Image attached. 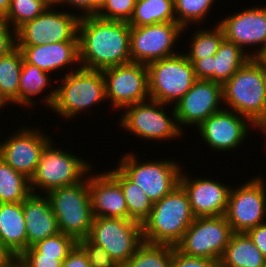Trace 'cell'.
Segmentation results:
<instances>
[{"mask_svg": "<svg viewBox=\"0 0 266 267\" xmlns=\"http://www.w3.org/2000/svg\"><path fill=\"white\" fill-rule=\"evenodd\" d=\"M0 242L15 259L27 249L23 202L0 203Z\"/></svg>", "mask_w": 266, "mask_h": 267, "instance_id": "cell-25", "label": "cell"}, {"mask_svg": "<svg viewBox=\"0 0 266 267\" xmlns=\"http://www.w3.org/2000/svg\"><path fill=\"white\" fill-rule=\"evenodd\" d=\"M128 22L85 16L78 23L81 68L102 71L131 62Z\"/></svg>", "mask_w": 266, "mask_h": 267, "instance_id": "cell-1", "label": "cell"}, {"mask_svg": "<svg viewBox=\"0 0 266 267\" xmlns=\"http://www.w3.org/2000/svg\"><path fill=\"white\" fill-rule=\"evenodd\" d=\"M197 128L201 140L208 148L210 146L213 151L226 153L237 147L239 150L240 144L242 146L250 133L249 130L257 127L245 116L223 108L204 120Z\"/></svg>", "mask_w": 266, "mask_h": 267, "instance_id": "cell-18", "label": "cell"}, {"mask_svg": "<svg viewBox=\"0 0 266 267\" xmlns=\"http://www.w3.org/2000/svg\"><path fill=\"white\" fill-rule=\"evenodd\" d=\"M260 66H266V43L262 48L252 57Z\"/></svg>", "mask_w": 266, "mask_h": 267, "instance_id": "cell-46", "label": "cell"}, {"mask_svg": "<svg viewBox=\"0 0 266 267\" xmlns=\"http://www.w3.org/2000/svg\"><path fill=\"white\" fill-rule=\"evenodd\" d=\"M57 85L41 98L46 108L66 119L76 118L83 111H90L94 104L106 101L105 80L102 71L79 68L59 79Z\"/></svg>", "mask_w": 266, "mask_h": 267, "instance_id": "cell-2", "label": "cell"}, {"mask_svg": "<svg viewBox=\"0 0 266 267\" xmlns=\"http://www.w3.org/2000/svg\"><path fill=\"white\" fill-rule=\"evenodd\" d=\"M92 171L88 173V188L93 217L128 219V208L120 184L107 171L95 175Z\"/></svg>", "mask_w": 266, "mask_h": 267, "instance_id": "cell-21", "label": "cell"}, {"mask_svg": "<svg viewBox=\"0 0 266 267\" xmlns=\"http://www.w3.org/2000/svg\"><path fill=\"white\" fill-rule=\"evenodd\" d=\"M251 58L248 52L224 39L214 56L198 59L193 64L195 76L223 85Z\"/></svg>", "mask_w": 266, "mask_h": 267, "instance_id": "cell-23", "label": "cell"}, {"mask_svg": "<svg viewBox=\"0 0 266 267\" xmlns=\"http://www.w3.org/2000/svg\"><path fill=\"white\" fill-rule=\"evenodd\" d=\"M9 104L10 103L8 102V100L0 93V109L2 110L6 105L8 106Z\"/></svg>", "mask_w": 266, "mask_h": 267, "instance_id": "cell-50", "label": "cell"}, {"mask_svg": "<svg viewBox=\"0 0 266 267\" xmlns=\"http://www.w3.org/2000/svg\"><path fill=\"white\" fill-rule=\"evenodd\" d=\"M57 218L59 231L76 241L89 236L93 221L88 175L80 183L62 186L46 194Z\"/></svg>", "mask_w": 266, "mask_h": 267, "instance_id": "cell-6", "label": "cell"}, {"mask_svg": "<svg viewBox=\"0 0 266 267\" xmlns=\"http://www.w3.org/2000/svg\"><path fill=\"white\" fill-rule=\"evenodd\" d=\"M42 2H44L48 7H56L57 8L60 6L59 5V0H41Z\"/></svg>", "mask_w": 266, "mask_h": 267, "instance_id": "cell-48", "label": "cell"}, {"mask_svg": "<svg viewBox=\"0 0 266 267\" xmlns=\"http://www.w3.org/2000/svg\"><path fill=\"white\" fill-rule=\"evenodd\" d=\"M256 130L262 132L265 136L264 138L266 139V119L257 127ZM264 142H266V140H264Z\"/></svg>", "mask_w": 266, "mask_h": 267, "instance_id": "cell-49", "label": "cell"}, {"mask_svg": "<svg viewBox=\"0 0 266 267\" xmlns=\"http://www.w3.org/2000/svg\"><path fill=\"white\" fill-rule=\"evenodd\" d=\"M93 3L100 8L102 6V4L106 1V0H92Z\"/></svg>", "mask_w": 266, "mask_h": 267, "instance_id": "cell-52", "label": "cell"}, {"mask_svg": "<svg viewBox=\"0 0 266 267\" xmlns=\"http://www.w3.org/2000/svg\"><path fill=\"white\" fill-rule=\"evenodd\" d=\"M138 160L135 153L130 151L121 157L117 167L144 191L152 203L160 201L179 185L181 163L161 158L156 161Z\"/></svg>", "mask_w": 266, "mask_h": 267, "instance_id": "cell-8", "label": "cell"}, {"mask_svg": "<svg viewBox=\"0 0 266 267\" xmlns=\"http://www.w3.org/2000/svg\"><path fill=\"white\" fill-rule=\"evenodd\" d=\"M23 214L27 232V248L60 232L57 218L45 194L31 193L23 201Z\"/></svg>", "mask_w": 266, "mask_h": 267, "instance_id": "cell-24", "label": "cell"}, {"mask_svg": "<svg viewBox=\"0 0 266 267\" xmlns=\"http://www.w3.org/2000/svg\"><path fill=\"white\" fill-rule=\"evenodd\" d=\"M147 69L150 99L163 104L174 105L197 80L184 52L150 62Z\"/></svg>", "mask_w": 266, "mask_h": 267, "instance_id": "cell-9", "label": "cell"}, {"mask_svg": "<svg viewBox=\"0 0 266 267\" xmlns=\"http://www.w3.org/2000/svg\"><path fill=\"white\" fill-rule=\"evenodd\" d=\"M9 267H22L17 260H15Z\"/></svg>", "mask_w": 266, "mask_h": 267, "instance_id": "cell-53", "label": "cell"}, {"mask_svg": "<svg viewBox=\"0 0 266 267\" xmlns=\"http://www.w3.org/2000/svg\"><path fill=\"white\" fill-rule=\"evenodd\" d=\"M48 6L41 0H11L5 21L16 31L42 14Z\"/></svg>", "mask_w": 266, "mask_h": 267, "instance_id": "cell-35", "label": "cell"}, {"mask_svg": "<svg viewBox=\"0 0 266 267\" xmlns=\"http://www.w3.org/2000/svg\"><path fill=\"white\" fill-rule=\"evenodd\" d=\"M194 219L187 193L179 184L153 203L148 218L141 225L143 241L175 246Z\"/></svg>", "mask_w": 266, "mask_h": 267, "instance_id": "cell-3", "label": "cell"}, {"mask_svg": "<svg viewBox=\"0 0 266 267\" xmlns=\"http://www.w3.org/2000/svg\"><path fill=\"white\" fill-rule=\"evenodd\" d=\"M173 246L143 242L122 267H171Z\"/></svg>", "mask_w": 266, "mask_h": 267, "instance_id": "cell-33", "label": "cell"}, {"mask_svg": "<svg viewBox=\"0 0 266 267\" xmlns=\"http://www.w3.org/2000/svg\"><path fill=\"white\" fill-rule=\"evenodd\" d=\"M176 22L174 0H137L130 27Z\"/></svg>", "mask_w": 266, "mask_h": 267, "instance_id": "cell-28", "label": "cell"}, {"mask_svg": "<svg viewBox=\"0 0 266 267\" xmlns=\"http://www.w3.org/2000/svg\"><path fill=\"white\" fill-rule=\"evenodd\" d=\"M31 193L30 179L0 158V203H20Z\"/></svg>", "mask_w": 266, "mask_h": 267, "instance_id": "cell-31", "label": "cell"}, {"mask_svg": "<svg viewBox=\"0 0 266 267\" xmlns=\"http://www.w3.org/2000/svg\"><path fill=\"white\" fill-rule=\"evenodd\" d=\"M77 245L86 254L90 267H122L104 248L92 243L88 238L77 241Z\"/></svg>", "mask_w": 266, "mask_h": 267, "instance_id": "cell-38", "label": "cell"}, {"mask_svg": "<svg viewBox=\"0 0 266 267\" xmlns=\"http://www.w3.org/2000/svg\"><path fill=\"white\" fill-rule=\"evenodd\" d=\"M64 4L68 5V8L73 6L72 8L79 10L77 15L80 18L85 16H94L99 10L92 0H59V5H62L61 8H64Z\"/></svg>", "mask_w": 266, "mask_h": 267, "instance_id": "cell-42", "label": "cell"}, {"mask_svg": "<svg viewBox=\"0 0 266 267\" xmlns=\"http://www.w3.org/2000/svg\"><path fill=\"white\" fill-rule=\"evenodd\" d=\"M184 32L176 22L131 27V62L147 65L150 62L179 54V51L175 52L173 49Z\"/></svg>", "mask_w": 266, "mask_h": 267, "instance_id": "cell-15", "label": "cell"}, {"mask_svg": "<svg viewBox=\"0 0 266 267\" xmlns=\"http://www.w3.org/2000/svg\"><path fill=\"white\" fill-rule=\"evenodd\" d=\"M247 234L266 259V222L250 229Z\"/></svg>", "mask_w": 266, "mask_h": 267, "instance_id": "cell-44", "label": "cell"}, {"mask_svg": "<svg viewBox=\"0 0 266 267\" xmlns=\"http://www.w3.org/2000/svg\"><path fill=\"white\" fill-rule=\"evenodd\" d=\"M50 73L27 63L23 59L22 71L20 75L19 91H18V105L33 108L34 96L41 94L46 87H50L52 77Z\"/></svg>", "mask_w": 266, "mask_h": 267, "instance_id": "cell-29", "label": "cell"}, {"mask_svg": "<svg viewBox=\"0 0 266 267\" xmlns=\"http://www.w3.org/2000/svg\"><path fill=\"white\" fill-rule=\"evenodd\" d=\"M45 131L37 128H23L14 131L0 142V158L17 172L31 179L38 167L41 153L51 140Z\"/></svg>", "mask_w": 266, "mask_h": 267, "instance_id": "cell-16", "label": "cell"}, {"mask_svg": "<svg viewBox=\"0 0 266 267\" xmlns=\"http://www.w3.org/2000/svg\"><path fill=\"white\" fill-rule=\"evenodd\" d=\"M61 267H90V264L84 251L76 245L62 262Z\"/></svg>", "mask_w": 266, "mask_h": 267, "instance_id": "cell-43", "label": "cell"}, {"mask_svg": "<svg viewBox=\"0 0 266 267\" xmlns=\"http://www.w3.org/2000/svg\"><path fill=\"white\" fill-rule=\"evenodd\" d=\"M16 260L22 267H61L57 257L44 256L33 246L28 247Z\"/></svg>", "mask_w": 266, "mask_h": 267, "instance_id": "cell-39", "label": "cell"}, {"mask_svg": "<svg viewBox=\"0 0 266 267\" xmlns=\"http://www.w3.org/2000/svg\"><path fill=\"white\" fill-rule=\"evenodd\" d=\"M16 48V31L6 22L0 23V57Z\"/></svg>", "mask_w": 266, "mask_h": 267, "instance_id": "cell-41", "label": "cell"}, {"mask_svg": "<svg viewBox=\"0 0 266 267\" xmlns=\"http://www.w3.org/2000/svg\"><path fill=\"white\" fill-rule=\"evenodd\" d=\"M77 245V241L62 232L38 241L33 247L44 256L57 257V260L63 262L68 254Z\"/></svg>", "mask_w": 266, "mask_h": 267, "instance_id": "cell-36", "label": "cell"}, {"mask_svg": "<svg viewBox=\"0 0 266 267\" xmlns=\"http://www.w3.org/2000/svg\"><path fill=\"white\" fill-rule=\"evenodd\" d=\"M166 106L170 107L168 104L151 99L126 106L122 109L124 112H121L118 125L127 133L146 141L178 139L184 134L178 126L174 107L171 109V115H168Z\"/></svg>", "mask_w": 266, "mask_h": 267, "instance_id": "cell-7", "label": "cell"}, {"mask_svg": "<svg viewBox=\"0 0 266 267\" xmlns=\"http://www.w3.org/2000/svg\"><path fill=\"white\" fill-rule=\"evenodd\" d=\"M10 1L11 0H0V12L6 16L7 12L10 8Z\"/></svg>", "mask_w": 266, "mask_h": 267, "instance_id": "cell-47", "label": "cell"}, {"mask_svg": "<svg viewBox=\"0 0 266 267\" xmlns=\"http://www.w3.org/2000/svg\"><path fill=\"white\" fill-rule=\"evenodd\" d=\"M16 259L0 242V266H10Z\"/></svg>", "mask_w": 266, "mask_h": 267, "instance_id": "cell-45", "label": "cell"}, {"mask_svg": "<svg viewBox=\"0 0 266 267\" xmlns=\"http://www.w3.org/2000/svg\"><path fill=\"white\" fill-rule=\"evenodd\" d=\"M87 238L104 248L121 266L144 242L140 223L113 217H94Z\"/></svg>", "mask_w": 266, "mask_h": 267, "instance_id": "cell-12", "label": "cell"}, {"mask_svg": "<svg viewBox=\"0 0 266 267\" xmlns=\"http://www.w3.org/2000/svg\"><path fill=\"white\" fill-rule=\"evenodd\" d=\"M217 24L222 28L224 39L235 43L244 51L247 46L256 47L254 51H248L253 57L266 43V6H251L232 15L226 16Z\"/></svg>", "mask_w": 266, "mask_h": 267, "instance_id": "cell-19", "label": "cell"}, {"mask_svg": "<svg viewBox=\"0 0 266 267\" xmlns=\"http://www.w3.org/2000/svg\"><path fill=\"white\" fill-rule=\"evenodd\" d=\"M233 233L225 215L195 217L175 248L187 256L219 261Z\"/></svg>", "mask_w": 266, "mask_h": 267, "instance_id": "cell-10", "label": "cell"}, {"mask_svg": "<svg viewBox=\"0 0 266 267\" xmlns=\"http://www.w3.org/2000/svg\"><path fill=\"white\" fill-rule=\"evenodd\" d=\"M262 75L264 78L265 92H266V66H262Z\"/></svg>", "mask_w": 266, "mask_h": 267, "instance_id": "cell-51", "label": "cell"}, {"mask_svg": "<svg viewBox=\"0 0 266 267\" xmlns=\"http://www.w3.org/2000/svg\"><path fill=\"white\" fill-rule=\"evenodd\" d=\"M171 267H219V261L187 256L173 246Z\"/></svg>", "mask_w": 266, "mask_h": 267, "instance_id": "cell-40", "label": "cell"}, {"mask_svg": "<svg viewBox=\"0 0 266 267\" xmlns=\"http://www.w3.org/2000/svg\"><path fill=\"white\" fill-rule=\"evenodd\" d=\"M114 168L106 171L120 184L123 190L128 208V219L142 225L148 218L153 203L137 184L133 183L118 167Z\"/></svg>", "mask_w": 266, "mask_h": 267, "instance_id": "cell-27", "label": "cell"}, {"mask_svg": "<svg viewBox=\"0 0 266 267\" xmlns=\"http://www.w3.org/2000/svg\"><path fill=\"white\" fill-rule=\"evenodd\" d=\"M54 8L48 7L38 17L19 27L16 30V46L78 41L80 17L67 9L57 11Z\"/></svg>", "mask_w": 266, "mask_h": 267, "instance_id": "cell-13", "label": "cell"}, {"mask_svg": "<svg viewBox=\"0 0 266 267\" xmlns=\"http://www.w3.org/2000/svg\"><path fill=\"white\" fill-rule=\"evenodd\" d=\"M23 55L19 48L0 57V93L8 100L10 105H18V91L20 75L23 65Z\"/></svg>", "mask_w": 266, "mask_h": 267, "instance_id": "cell-30", "label": "cell"}, {"mask_svg": "<svg viewBox=\"0 0 266 267\" xmlns=\"http://www.w3.org/2000/svg\"><path fill=\"white\" fill-rule=\"evenodd\" d=\"M194 178L185 172L180 174L179 184L187 193L195 217L222 216L227 210L232 185L219 180Z\"/></svg>", "mask_w": 266, "mask_h": 267, "instance_id": "cell-20", "label": "cell"}, {"mask_svg": "<svg viewBox=\"0 0 266 267\" xmlns=\"http://www.w3.org/2000/svg\"><path fill=\"white\" fill-rule=\"evenodd\" d=\"M265 257L247 233H233L219 267H264Z\"/></svg>", "mask_w": 266, "mask_h": 267, "instance_id": "cell-26", "label": "cell"}, {"mask_svg": "<svg viewBox=\"0 0 266 267\" xmlns=\"http://www.w3.org/2000/svg\"><path fill=\"white\" fill-rule=\"evenodd\" d=\"M137 0H106L96 16L106 20L128 22L133 16Z\"/></svg>", "mask_w": 266, "mask_h": 267, "instance_id": "cell-37", "label": "cell"}, {"mask_svg": "<svg viewBox=\"0 0 266 267\" xmlns=\"http://www.w3.org/2000/svg\"><path fill=\"white\" fill-rule=\"evenodd\" d=\"M222 93L224 108L245 116L256 127L266 119L262 66L253 58L222 85Z\"/></svg>", "mask_w": 266, "mask_h": 267, "instance_id": "cell-4", "label": "cell"}, {"mask_svg": "<svg viewBox=\"0 0 266 267\" xmlns=\"http://www.w3.org/2000/svg\"><path fill=\"white\" fill-rule=\"evenodd\" d=\"M16 47L21 50L23 58L27 63L35 65L50 74L59 70L61 72L64 68H70L63 73L65 75L80 68L78 41Z\"/></svg>", "mask_w": 266, "mask_h": 267, "instance_id": "cell-22", "label": "cell"}, {"mask_svg": "<svg viewBox=\"0 0 266 267\" xmlns=\"http://www.w3.org/2000/svg\"><path fill=\"white\" fill-rule=\"evenodd\" d=\"M216 0H174V13L176 23H178L183 30H188L190 24L197 25L204 23L207 15L212 10V6Z\"/></svg>", "mask_w": 266, "mask_h": 267, "instance_id": "cell-34", "label": "cell"}, {"mask_svg": "<svg viewBox=\"0 0 266 267\" xmlns=\"http://www.w3.org/2000/svg\"><path fill=\"white\" fill-rule=\"evenodd\" d=\"M52 141L45 145L36 172L30 179V188L34 194L41 191L40 194L46 195L53 189L78 184L93 169L92 164L81 156L79 158L68 150L66 152L60 147H52L55 146Z\"/></svg>", "mask_w": 266, "mask_h": 267, "instance_id": "cell-5", "label": "cell"}, {"mask_svg": "<svg viewBox=\"0 0 266 267\" xmlns=\"http://www.w3.org/2000/svg\"><path fill=\"white\" fill-rule=\"evenodd\" d=\"M231 187L225 217L234 233H247L266 222V182L260 176Z\"/></svg>", "mask_w": 266, "mask_h": 267, "instance_id": "cell-11", "label": "cell"}, {"mask_svg": "<svg viewBox=\"0 0 266 267\" xmlns=\"http://www.w3.org/2000/svg\"><path fill=\"white\" fill-rule=\"evenodd\" d=\"M199 29V30H198ZM195 30L192 35L190 48L188 52H184L188 60L194 64L198 59L214 56L218 51V48L224 40V33L222 28L215 23L210 29L199 28Z\"/></svg>", "mask_w": 266, "mask_h": 267, "instance_id": "cell-32", "label": "cell"}, {"mask_svg": "<svg viewBox=\"0 0 266 267\" xmlns=\"http://www.w3.org/2000/svg\"><path fill=\"white\" fill-rule=\"evenodd\" d=\"M102 73L106 100L115 111L150 99L146 64L130 62L104 69Z\"/></svg>", "mask_w": 266, "mask_h": 267, "instance_id": "cell-14", "label": "cell"}, {"mask_svg": "<svg viewBox=\"0 0 266 267\" xmlns=\"http://www.w3.org/2000/svg\"><path fill=\"white\" fill-rule=\"evenodd\" d=\"M172 106L182 132L186 125L198 127L208 117L224 108L222 84L197 79L185 95Z\"/></svg>", "mask_w": 266, "mask_h": 267, "instance_id": "cell-17", "label": "cell"}, {"mask_svg": "<svg viewBox=\"0 0 266 267\" xmlns=\"http://www.w3.org/2000/svg\"><path fill=\"white\" fill-rule=\"evenodd\" d=\"M5 21V16L0 12V23Z\"/></svg>", "mask_w": 266, "mask_h": 267, "instance_id": "cell-54", "label": "cell"}]
</instances>
